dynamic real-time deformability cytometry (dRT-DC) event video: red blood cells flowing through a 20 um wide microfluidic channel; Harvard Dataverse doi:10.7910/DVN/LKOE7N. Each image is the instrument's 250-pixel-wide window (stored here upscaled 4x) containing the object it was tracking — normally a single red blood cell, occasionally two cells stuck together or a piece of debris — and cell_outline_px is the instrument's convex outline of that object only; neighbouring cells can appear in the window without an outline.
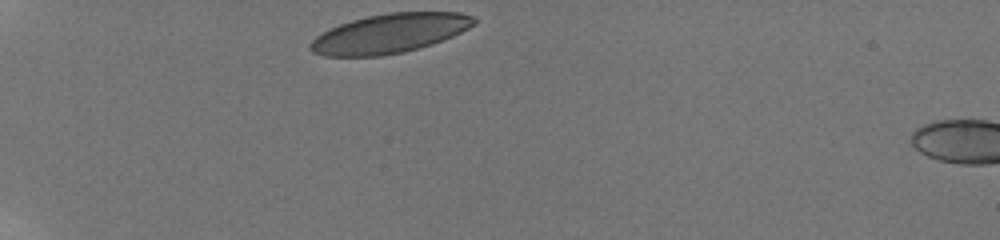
{"species": "human", "species_latin": "Homo sapiens", "temperature_condition": "room temperature", "stored_images_in_passage": 39, "camera_frame_rate_fps": 3000, "um_per_image_px": 0.085, "donor": {"sex": "male"}, "frame": {"image": 1, "passage_image": 1, "time_ms": 0.0, "image_size_px": [1000, 240], "cell_outline_px": [[476, 24], [452, 36], [432, 44], [420, 48], [404, 52], [380, 56], [324, 56], [312, 52], [308, 48], [308, 44], [316, 36], [340, 24], [352, 20], [368, 16], [388, 12], [460, 12], [476, 16]], "centroid_in_image_um": [33.14, 2.84], "position_along_channel_um": 51.9, "area_um2": 37.51}}
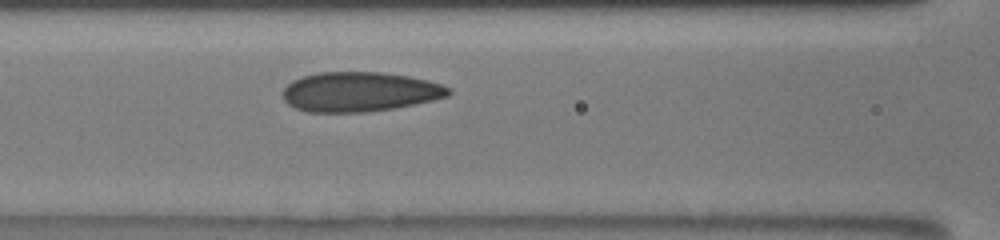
{"frame": {"image": 2, "passage_image": 11, "time_ms": 3.333, "image_size_px": [1000, 240], "cell_outline_px": [[452, 92], [448, 96], [432, 100], [392, 108], [364, 112], [308, 112], [296, 108], [288, 104], [284, 100], [280, 92], [292, 80], [316, 72], [380, 72], [408, 76], [428, 80], [452, 88]], "centroid_in_image_um": [30.54, 7.8], "position_along_channel_um": 136.1, "area_um2": 38.32}}
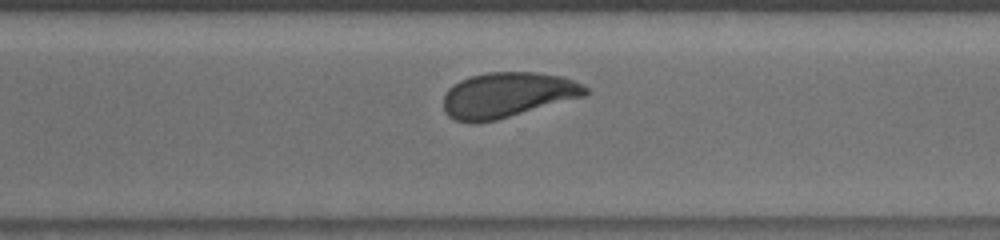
{"frame": {"image": 3, "passage_image": 26, "time_ms": 8.333, "image_size_px": [1000, 240], "cell_outline_px": [[588, 92], [584, 96], [496, 120], [476, 124], [468, 124], [456, 120], [448, 116], [444, 112], [444, 92], [448, 88], [460, 80], [468, 76], [488, 72], [536, 72], [564, 76], [584, 84], [588, 88]], "centroid_in_image_um": [43.1, 8.07], "position_along_channel_um": 327.5, "area_um2": 37.8}, "authors_computed_cell_mechanics": {"area_um2": 37.9168, "velocity_mm_per_s": 3.8381, "shape_relaxation_time_tau1_ms": 6.8435, "shape_relaxation_time_tau2_ms": 0.7698, "deformation_change_tau1": 0.1547, "deformation_change_tau2": 0.0432}}